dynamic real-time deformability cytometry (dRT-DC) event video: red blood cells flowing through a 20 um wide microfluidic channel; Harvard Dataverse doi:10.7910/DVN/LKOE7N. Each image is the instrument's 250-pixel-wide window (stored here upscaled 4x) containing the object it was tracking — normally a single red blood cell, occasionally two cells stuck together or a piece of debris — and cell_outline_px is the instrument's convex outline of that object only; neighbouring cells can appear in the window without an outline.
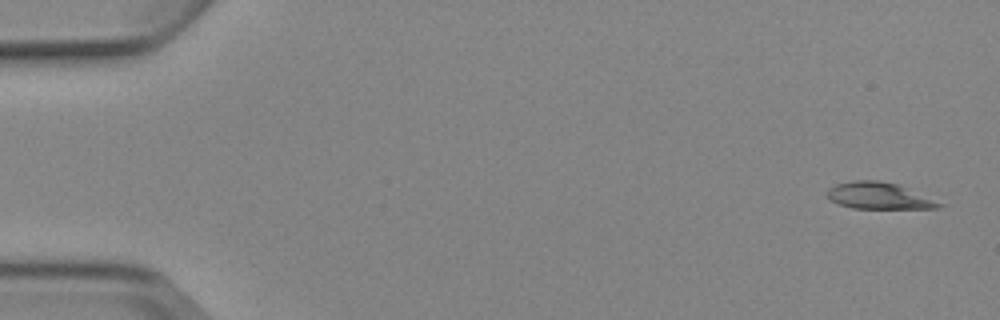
{"species": "Egyptian fruit bat (a non-hibernating species)", "species_latin": "Rousettus aegyptiacus", "temperature_condition": "cold", "stored_images_in_passage": 5, "camera_frame_rate_fps": 3000, "um_per_image_px": 0.085, "animal": {"sex": "female"}, "frame": {"image": 1, "passage_image": 1, "time_ms": 0.0, "image_size_px": [1000, 320], "cell_outline_px": [[944, 204], [940, 208], [852, 208], [840, 204], [832, 200], [828, 196], [828, 188], [836, 184], [852, 180], [880, 180], [896, 184]], "centroid_in_image_um": [74.67, 16.63], "position_along_channel_um": 10.3, "area_um2": 16.94}}
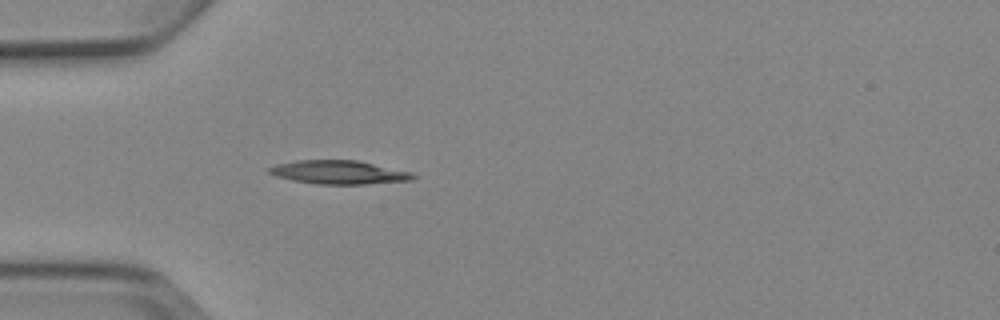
{"frame": {"image": 2, "passage_image": 5, "time_ms": 4.667, "image_size_px": [1000, 320], "cell_outline_px": [[416, 176], [412, 180], [364, 184], [316, 184], [292, 180], [276, 176], [268, 172], [268, 168], [276, 164], [296, 160], [356, 160], [412, 172]], "centroid_in_image_um": [28.78, 14.64], "position_along_channel_um": 56.2, "area_um2": 19.71}}